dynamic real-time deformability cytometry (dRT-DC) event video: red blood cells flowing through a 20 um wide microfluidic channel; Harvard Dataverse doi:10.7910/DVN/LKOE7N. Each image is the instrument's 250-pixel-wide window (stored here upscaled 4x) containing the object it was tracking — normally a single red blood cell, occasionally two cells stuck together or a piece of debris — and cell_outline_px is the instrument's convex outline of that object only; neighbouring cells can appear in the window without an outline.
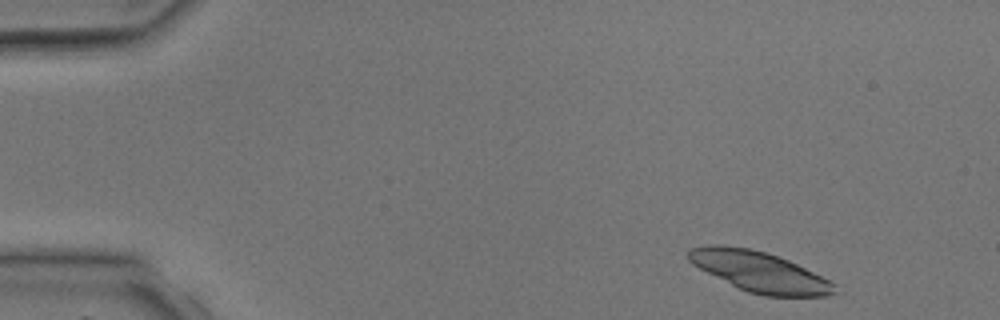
{"species": "common noctule bat (a hibernating species)", "species_latin": "Nyctalus noctula", "temperature_condition": "room temperature", "stored_images_in_passage": 4, "camera_frame_rate_fps": 3000, "um_per_image_px": 0.085, "animal": {"sex": "male", "body_mass_g": 17.9, "forearm_length_mm": 54.2}, "frame": {"image": 1, "passage_image": 1, "time_ms": 0.0, "image_size_px": [1000, 320], "cell_outline_px": [[836, 292], [828, 296], [764, 296], [748, 292], [692, 264], [688, 260], [688, 248], [708, 244], [720, 244], [752, 248], [788, 260], [836, 284]], "centroid_in_image_um": [64.53, 23.08], "position_along_channel_um": 20.5, "area_um2": 33.93}}